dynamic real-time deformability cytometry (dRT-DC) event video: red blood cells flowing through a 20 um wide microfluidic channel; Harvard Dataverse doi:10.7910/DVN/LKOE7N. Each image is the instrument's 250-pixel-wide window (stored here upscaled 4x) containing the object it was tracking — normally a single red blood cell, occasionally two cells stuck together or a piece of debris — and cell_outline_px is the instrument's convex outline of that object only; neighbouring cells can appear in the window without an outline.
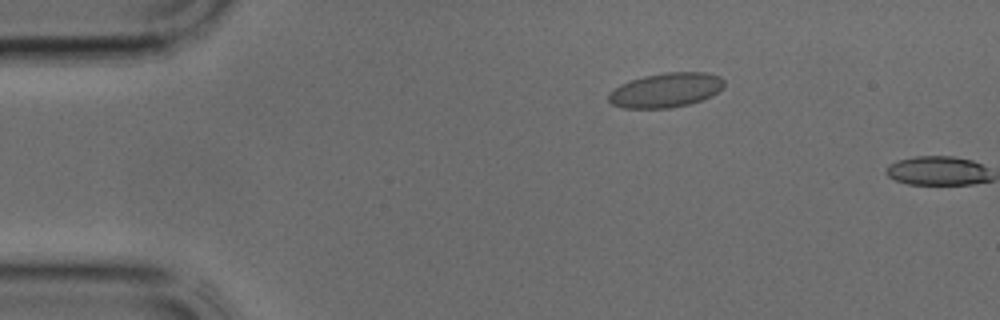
{"species": "common noctule bat (a hibernating species)", "species_latin": "Nyctalus noctula", "temperature_condition": "cold", "stored_images_in_passage": 2, "camera_frame_rate_fps": 3000, "um_per_image_px": 0.085, "animal": {"sex": "male", "body_mass_g": 17.9, "forearm_length_mm": 54.2}, "frame": {"image": 1, "passage_image": 1, "time_ms": 0.0, "image_size_px": [1000, 320], "cell_outline_px": [[724, 84], [712, 96], [688, 104], [668, 108], [624, 108], [612, 104], [608, 100], [608, 92], [620, 84], [644, 76], [664, 72], [704, 72], [720, 76], [724, 80]], "centroid_in_image_um": [56.57, 7.65], "position_along_channel_um": 28.4, "area_um2": 23.12}}